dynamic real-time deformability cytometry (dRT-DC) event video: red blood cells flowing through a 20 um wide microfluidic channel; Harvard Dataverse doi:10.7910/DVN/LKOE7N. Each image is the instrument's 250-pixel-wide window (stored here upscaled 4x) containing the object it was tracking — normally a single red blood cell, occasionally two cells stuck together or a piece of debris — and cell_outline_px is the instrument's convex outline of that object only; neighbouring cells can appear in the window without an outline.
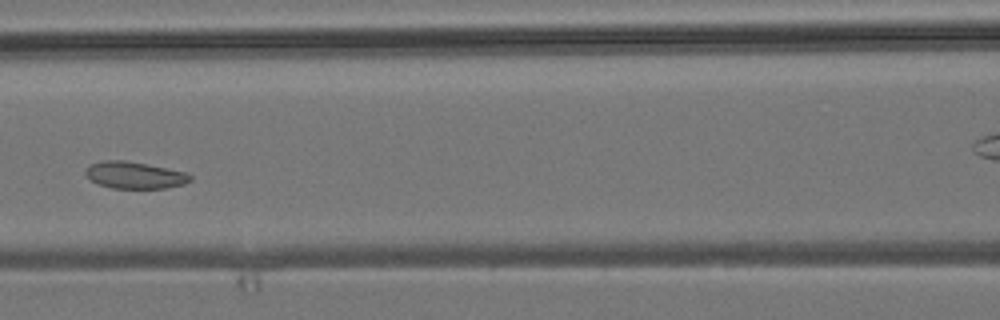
{"species": "common noctule bat (a hibernating species)", "species_latin": "Nyctalus noctula", "temperature_condition": "room temperature", "stored_images_in_passage": 7, "segment_of_instrument_passage": [1, 2], "camera_frame_rate_fps": 3000, "um_per_image_px": 0.085, "animal": {"sex": "male", "body_mass_g": 19.2, "forearm_length_mm": 51.8}, "frame": {"image": 1, "passage_image": 6, "time_ms": 6.0, "image_size_px": [1000, 320], "cell_outline_px": [[192, 180], [184, 184], [164, 188], [112, 188], [96, 184], [84, 172], [84, 168], [88, 164], [104, 160], [124, 160], [148, 164], [184, 172], [192, 176]], "centroid_in_image_um": [11.4, 14.88], "position_along_channel_um": 155.2, "area_um2": 16.47}}